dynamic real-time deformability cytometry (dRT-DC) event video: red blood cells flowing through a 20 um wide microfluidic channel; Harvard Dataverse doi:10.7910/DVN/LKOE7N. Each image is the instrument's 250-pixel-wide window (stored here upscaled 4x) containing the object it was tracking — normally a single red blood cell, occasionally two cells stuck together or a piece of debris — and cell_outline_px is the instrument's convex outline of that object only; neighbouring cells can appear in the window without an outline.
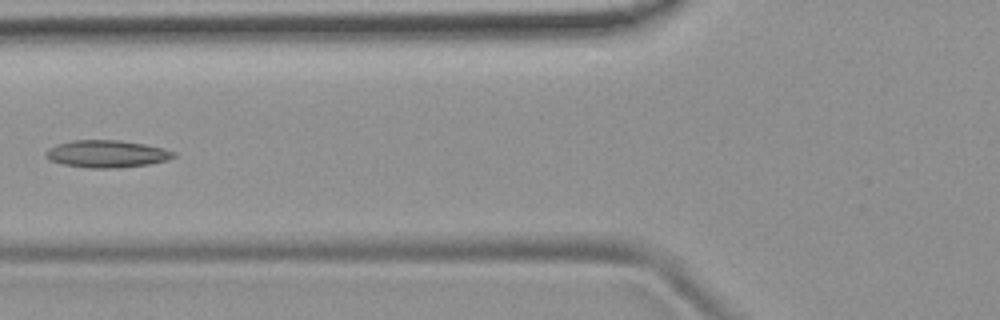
{"species": "common noctule bat (a hibernating species)", "species_latin": "Nyctalus noctula", "temperature_condition": "room temperature", "stored_images_in_passage": 5, "camera_frame_rate_fps": 3000, "um_per_image_px": 0.085, "animal": {"sex": "female", "body_mass_g": 19.9}, "frame": {"image": 1, "passage_image": 4, "time_ms": 1.0, "image_size_px": [1000, 320], "cell_outline_px": [[176, 156], [168, 160], [148, 164], [116, 168], [88, 168], [60, 164], [48, 160], [44, 156], [44, 152], [48, 148], [56, 144], [72, 140], [120, 140], [144, 144], [164, 148], [176, 152]], "centroid_in_image_um": [9.03, 13.08], "position_along_channel_um": 116.8, "area_um2": 20.63}}
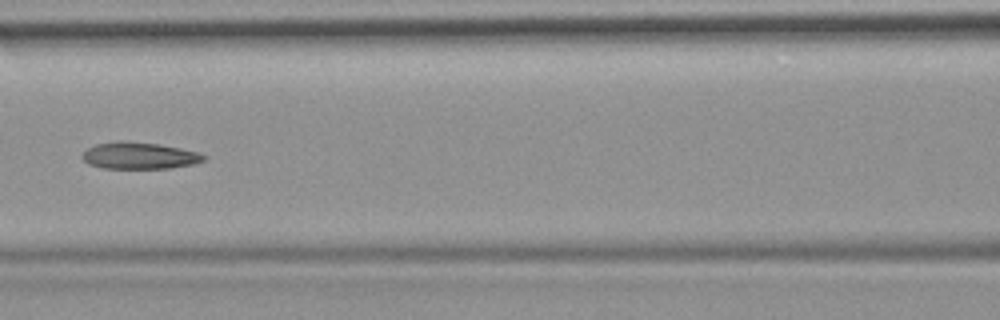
{"frame": {"image": 2, "passage_image": 5, "time_ms": 1.333, "image_size_px": [1000, 320], "cell_outline_px": [[208, 156], [204, 160], [192, 164], [168, 168], [104, 168], [88, 164], [80, 156], [88, 148], [96, 144], [120, 140], [124, 140], [160, 144], [200, 152]], "centroid_in_image_um": [11.85, 13.22], "position_along_channel_um": 154.8, "area_um2": 19.02}}